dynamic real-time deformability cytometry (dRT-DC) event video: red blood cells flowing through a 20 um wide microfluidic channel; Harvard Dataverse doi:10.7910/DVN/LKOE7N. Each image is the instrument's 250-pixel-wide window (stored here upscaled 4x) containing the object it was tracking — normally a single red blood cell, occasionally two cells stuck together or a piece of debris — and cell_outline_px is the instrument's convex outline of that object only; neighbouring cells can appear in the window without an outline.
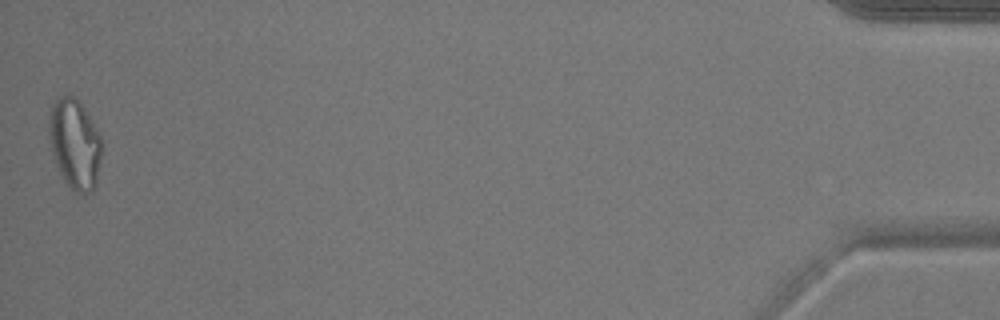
{"species": "common noctule bat (a hibernating species)", "species_latin": "Nyctalus noctula", "temperature_condition": "warm", "stored_images_in_passage": 36, "camera_frame_rate_fps": 3000, "um_per_image_px": 0.085, "animal": {"sex": "male", "body_mass_g": 17.9}, "frame": {"image": 1, "passage_image": 36, "time_ms": 11.667, "image_size_px": [1000, 320], "cell_outline_px": [[100, 160], [96, 184], [92, 192], [72, 192], [60, 176], [52, 152], [48, 132], [48, 120], [52, 104], [60, 96], [68, 92], [84, 108], [100, 136]], "centroid_in_image_um": [6.32, 12.25], "position_along_channel_um": 428.9, "area_um2": 27.57}, "authors_computed_cell_mechanics": {"area_um2": 18.1781, "velocity_mm_per_s": 3.9256, "shape_relaxation_time_tau1_ms": null, "shape_relaxation_time_tau2_ms": 2.5417, "deformation_change_tau1": null, "deformation_change_tau2": 0.0916}}